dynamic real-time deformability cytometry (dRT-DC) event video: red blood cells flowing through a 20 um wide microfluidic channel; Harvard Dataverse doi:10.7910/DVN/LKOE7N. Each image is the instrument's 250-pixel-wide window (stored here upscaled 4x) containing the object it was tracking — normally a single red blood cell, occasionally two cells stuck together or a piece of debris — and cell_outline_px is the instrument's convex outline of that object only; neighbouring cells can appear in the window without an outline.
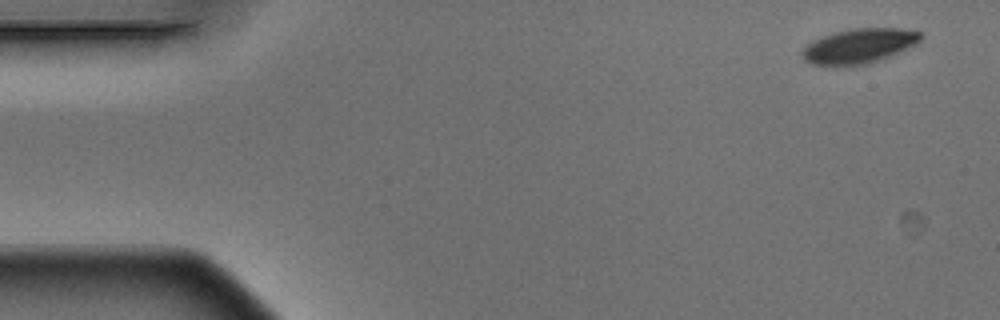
{"species": "Egyptian fruit bat (a non-hibernating species)", "species_latin": "Rousettus aegyptiacus", "temperature_condition": "warm", "stored_images_in_passage": 5, "segment_of_instrument_passage": [2, 2], "camera_frame_rate_fps": 3000, "um_per_image_px": 0.085, "animal": {"sex": "male"}, "frame": {"image": 1, "passage_image": 5, "time_ms": 1.333, "image_size_px": [1000, 320], "cell_outline_px": [[924, 36], [916, 44], [880, 60], [868, 64], [836, 68], [808, 64], [804, 60], [800, 52], [808, 44], [824, 36], [836, 32], [856, 28], [900, 28], [924, 32]], "centroid_in_image_um": [73.01, 3.95], "position_along_channel_um": 12.0, "area_um2": 24.45}}